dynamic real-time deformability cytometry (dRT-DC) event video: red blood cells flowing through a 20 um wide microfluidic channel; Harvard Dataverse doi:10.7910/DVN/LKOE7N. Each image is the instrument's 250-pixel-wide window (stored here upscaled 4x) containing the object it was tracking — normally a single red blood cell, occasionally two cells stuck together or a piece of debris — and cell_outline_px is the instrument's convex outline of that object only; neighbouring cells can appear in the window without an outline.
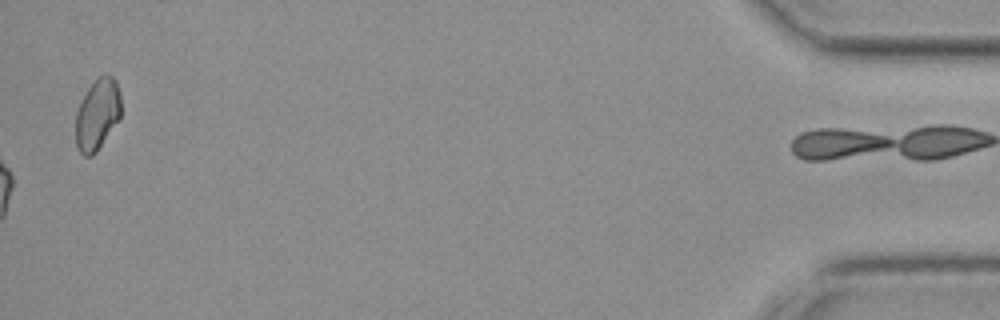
{"species": "common noctule bat (a hibernating species)", "species_latin": "Nyctalus noctula", "temperature_condition": "cold", "stored_images_in_passage": 43, "camera_frame_rate_fps": 3000, "um_per_image_px": 0.085, "animal": {"sex": "female", "body_mass_g": 19.3, "forearm_length_mm": 54.1}, "frame": {"image": 1, "passage_image": 43, "time_ms": 14.0, "image_size_px": [1000, 320], "cell_outline_px": [[120, 120], [96, 152], [92, 156], [84, 156], [76, 148], [76, 112], [88, 88], [104, 72], [112, 76], [116, 80], [120, 92]], "centroid_in_image_um": [8.29, 9.74], "position_along_channel_um": 426.9, "area_um2": 18.9}}